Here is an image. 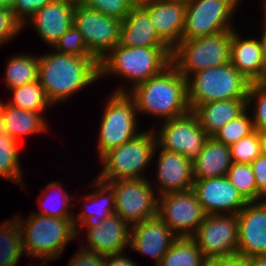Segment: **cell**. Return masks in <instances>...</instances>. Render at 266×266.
<instances>
[{
	"instance_id": "30",
	"label": "cell",
	"mask_w": 266,
	"mask_h": 266,
	"mask_svg": "<svg viewBox=\"0 0 266 266\" xmlns=\"http://www.w3.org/2000/svg\"><path fill=\"white\" fill-rule=\"evenodd\" d=\"M10 220L0 223V266H16L25 253L21 226L15 217Z\"/></svg>"
},
{
	"instance_id": "12",
	"label": "cell",
	"mask_w": 266,
	"mask_h": 266,
	"mask_svg": "<svg viewBox=\"0 0 266 266\" xmlns=\"http://www.w3.org/2000/svg\"><path fill=\"white\" fill-rule=\"evenodd\" d=\"M157 215L177 237H192L206 216L192 189L158 197Z\"/></svg>"
},
{
	"instance_id": "8",
	"label": "cell",
	"mask_w": 266,
	"mask_h": 266,
	"mask_svg": "<svg viewBox=\"0 0 266 266\" xmlns=\"http://www.w3.org/2000/svg\"><path fill=\"white\" fill-rule=\"evenodd\" d=\"M128 90L117 88L105 103L98 136L99 158L141 133L137 131V108Z\"/></svg>"
},
{
	"instance_id": "28",
	"label": "cell",
	"mask_w": 266,
	"mask_h": 266,
	"mask_svg": "<svg viewBox=\"0 0 266 266\" xmlns=\"http://www.w3.org/2000/svg\"><path fill=\"white\" fill-rule=\"evenodd\" d=\"M39 59L35 55L20 54L8 59L5 70V84L12 88L23 86L38 80Z\"/></svg>"
},
{
	"instance_id": "22",
	"label": "cell",
	"mask_w": 266,
	"mask_h": 266,
	"mask_svg": "<svg viewBox=\"0 0 266 266\" xmlns=\"http://www.w3.org/2000/svg\"><path fill=\"white\" fill-rule=\"evenodd\" d=\"M232 30L230 62L250 82L266 79L260 39L240 36Z\"/></svg>"
},
{
	"instance_id": "15",
	"label": "cell",
	"mask_w": 266,
	"mask_h": 266,
	"mask_svg": "<svg viewBox=\"0 0 266 266\" xmlns=\"http://www.w3.org/2000/svg\"><path fill=\"white\" fill-rule=\"evenodd\" d=\"M192 190L206 215L238 214L248 203L226 176L194 180Z\"/></svg>"
},
{
	"instance_id": "23",
	"label": "cell",
	"mask_w": 266,
	"mask_h": 266,
	"mask_svg": "<svg viewBox=\"0 0 266 266\" xmlns=\"http://www.w3.org/2000/svg\"><path fill=\"white\" fill-rule=\"evenodd\" d=\"M119 44L125 47H169L157 34L148 12L132 7L121 21Z\"/></svg>"
},
{
	"instance_id": "53",
	"label": "cell",
	"mask_w": 266,
	"mask_h": 266,
	"mask_svg": "<svg viewBox=\"0 0 266 266\" xmlns=\"http://www.w3.org/2000/svg\"><path fill=\"white\" fill-rule=\"evenodd\" d=\"M264 6H265V7H264V8H265V9H264V10H265V11H264L265 14H264V19H263V21H264L263 26H266V0H265V4H264Z\"/></svg>"
},
{
	"instance_id": "13",
	"label": "cell",
	"mask_w": 266,
	"mask_h": 266,
	"mask_svg": "<svg viewBox=\"0 0 266 266\" xmlns=\"http://www.w3.org/2000/svg\"><path fill=\"white\" fill-rule=\"evenodd\" d=\"M192 238L206 260L237 254V214L206 215Z\"/></svg>"
},
{
	"instance_id": "50",
	"label": "cell",
	"mask_w": 266,
	"mask_h": 266,
	"mask_svg": "<svg viewBox=\"0 0 266 266\" xmlns=\"http://www.w3.org/2000/svg\"><path fill=\"white\" fill-rule=\"evenodd\" d=\"M18 0H0V6L13 7Z\"/></svg>"
},
{
	"instance_id": "4",
	"label": "cell",
	"mask_w": 266,
	"mask_h": 266,
	"mask_svg": "<svg viewBox=\"0 0 266 266\" xmlns=\"http://www.w3.org/2000/svg\"><path fill=\"white\" fill-rule=\"evenodd\" d=\"M28 217L23 221L15 216L21 226L24 252L29 257L40 258L43 263L58 259L65 246L77 238L74 218L50 217L35 212Z\"/></svg>"
},
{
	"instance_id": "32",
	"label": "cell",
	"mask_w": 266,
	"mask_h": 266,
	"mask_svg": "<svg viewBox=\"0 0 266 266\" xmlns=\"http://www.w3.org/2000/svg\"><path fill=\"white\" fill-rule=\"evenodd\" d=\"M10 91L13 92V98L7 104L19 109L44 111L52 105L45 94L43 86L38 80L12 88Z\"/></svg>"
},
{
	"instance_id": "26",
	"label": "cell",
	"mask_w": 266,
	"mask_h": 266,
	"mask_svg": "<svg viewBox=\"0 0 266 266\" xmlns=\"http://www.w3.org/2000/svg\"><path fill=\"white\" fill-rule=\"evenodd\" d=\"M247 107V99L213 101L195 106L191 111L209 137H213L231 120L242 114Z\"/></svg>"
},
{
	"instance_id": "33",
	"label": "cell",
	"mask_w": 266,
	"mask_h": 266,
	"mask_svg": "<svg viewBox=\"0 0 266 266\" xmlns=\"http://www.w3.org/2000/svg\"><path fill=\"white\" fill-rule=\"evenodd\" d=\"M62 186H63L62 183L58 181H51L50 183H48V185L46 186L47 190L45 191L47 192L49 190L48 192H50L51 190L52 192V190L54 189L55 193L58 191L56 193V196L58 195V193L61 192L59 194L60 196L58 195V198H57L51 195V197H47L49 198L47 199L46 197H44L43 194H41V196L39 195L38 202L40 203L39 207H40L41 212L39 213L36 212L37 214L44 215V216H50V217H57V218H74V214L69 211L70 207L72 206L74 207V204L71 203L72 197L68 195L67 192H63L64 189L62 188Z\"/></svg>"
},
{
	"instance_id": "17",
	"label": "cell",
	"mask_w": 266,
	"mask_h": 266,
	"mask_svg": "<svg viewBox=\"0 0 266 266\" xmlns=\"http://www.w3.org/2000/svg\"><path fill=\"white\" fill-rule=\"evenodd\" d=\"M176 238L177 236L158 215L130 229V247L143 255L152 256L156 266Z\"/></svg>"
},
{
	"instance_id": "27",
	"label": "cell",
	"mask_w": 266,
	"mask_h": 266,
	"mask_svg": "<svg viewBox=\"0 0 266 266\" xmlns=\"http://www.w3.org/2000/svg\"><path fill=\"white\" fill-rule=\"evenodd\" d=\"M41 114L42 111L23 110L6 104L0 129L15 141L21 142L23 136L47 131L46 118Z\"/></svg>"
},
{
	"instance_id": "16",
	"label": "cell",
	"mask_w": 266,
	"mask_h": 266,
	"mask_svg": "<svg viewBox=\"0 0 266 266\" xmlns=\"http://www.w3.org/2000/svg\"><path fill=\"white\" fill-rule=\"evenodd\" d=\"M237 217V254L246 259L266 255V200L248 202Z\"/></svg>"
},
{
	"instance_id": "11",
	"label": "cell",
	"mask_w": 266,
	"mask_h": 266,
	"mask_svg": "<svg viewBox=\"0 0 266 266\" xmlns=\"http://www.w3.org/2000/svg\"><path fill=\"white\" fill-rule=\"evenodd\" d=\"M161 124L160 130L157 131L159 134L154 131L157 135H155L156 146L153 157L158 150L164 149L179 153L193 162L209 138L191 110L182 116L165 120Z\"/></svg>"
},
{
	"instance_id": "20",
	"label": "cell",
	"mask_w": 266,
	"mask_h": 266,
	"mask_svg": "<svg viewBox=\"0 0 266 266\" xmlns=\"http://www.w3.org/2000/svg\"><path fill=\"white\" fill-rule=\"evenodd\" d=\"M131 227L116 213L93 228H87V245L80 248L92 253L113 255L122 253L130 246Z\"/></svg>"
},
{
	"instance_id": "1",
	"label": "cell",
	"mask_w": 266,
	"mask_h": 266,
	"mask_svg": "<svg viewBox=\"0 0 266 266\" xmlns=\"http://www.w3.org/2000/svg\"><path fill=\"white\" fill-rule=\"evenodd\" d=\"M38 81L51 104L68 97L99 79V60L96 57H78L54 50L39 55Z\"/></svg>"
},
{
	"instance_id": "34",
	"label": "cell",
	"mask_w": 266,
	"mask_h": 266,
	"mask_svg": "<svg viewBox=\"0 0 266 266\" xmlns=\"http://www.w3.org/2000/svg\"><path fill=\"white\" fill-rule=\"evenodd\" d=\"M226 177L247 202H259L264 199L258 192L251 164L235 163Z\"/></svg>"
},
{
	"instance_id": "3",
	"label": "cell",
	"mask_w": 266,
	"mask_h": 266,
	"mask_svg": "<svg viewBox=\"0 0 266 266\" xmlns=\"http://www.w3.org/2000/svg\"><path fill=\"white\" fill-rule=\"evenodd\" d=\"M170 47H125L119 43L99 61V78L117 75L135 86L171 64Z\"/></svg>"
},
{
	"instance_id": "10",
	"label": "cell",
	"mask_w": 266,
	"mask_h": 266,
	"mask_svg": "<svg viewBox=\"0 0 266 266\" xmlns=\"http://www.w3.org/2000/svg\"><path fill=\"white\" fill-rule=\"evenodd\" d=\"M115 194V213L130 227L157 215L158 196L148 179L106 182Z\"/></svg>"
},
{
	"instance_id": "52",
	"label": "cell",
	"mask_w": 266,
	"mask_h": 266,
	"mask_svg": "<svg viewBox=\"0 0 266 266\" xmlns=\"http://www.w3.org/2000/svg\"><path fill=\"white\" fill-rule=\"evenodd\" d=\"M74 4H84L86 0H71Z\"/></svg>"
},
{
	"instance_id": "49",
	"label": "cell",
	"mask_w": 266,
	"mask_h": 266,
	"mask_svg": "<svg viewBox=\"0 0 266 266\" xmlns=\"http://www.w3.org/2000/svg\"><path fill=\"white\" fill-rule=\"evenodd\" d=\"M127 1L132 5V7H139V6L146 5L151 0H127Z\"/></svg>"
},
{
	"instance_id": "38",
	"label": "cell",
	"mask_w": 266,
	"mask_h": 266,
	"mask_svg": "<svg viewBox=\"0 0 266 266\" xmlns=\"http://www.w3.org/2000/svg\"><path fill=\"white\" fill-rule=\"evenodd\" d=\"M232 160L235 163L251 164L261 155L259 131L241 138L230 146Z\"/></svg>"
},
{
	"instance_id": "47",
	"label": "cell",
	"mask_w": 266,
	"mask_h": 266,
	"mask_svg": "<svg viewBox=\"0 0 266 266\" xmlns=\"http://www.w3.org/2000/svg\"><path fill=\"white\" fill-rule=\"evenodd\" d=\"M262 28H263V30H262L263 32L261 33L260 40H261V43L263 46V61H264V69L266 72V26H264Z\"/></svg>"
},
{
	"instance_id": "39",
	"label": "cell",
	"mask_w": 266,
	"mask_h": 266,
	"mask_svg": "<svg viewBox=\"0 0 266 266\" xmlns=\"http://www.w3.org/2000/svg\"><path fill=\"white\" fill-rule=\"evenodd\" d=\"M84 5L100 13L123 20L130 12L132 5L127 0H86Z\"/></svg>"
},
{
	"instance_id": "48",
	"label": "cell",
	"mask_w": 266,
	"mask_h": 266,
	"mask_svg": "<svg viewBox=\"0 0 266 266\" xmlns=\"http://www.w3.org/2000/svg\"><path fill=\"white\" fill-rule=\"evenodd\" d=\"M261 155L266 156V131L259 132Z\"/></svg>"
},
{
	"instance_id": "37",
	"label": "cell",
	"mask_w": 266,
	"mask_h": 266,
	"mask_svg": "<svg viewBox=\"0 0 266 266\" xmlns=\"http://www.w3.org/2000/svg\"><path fill=\"white\" fill-rule=\"evenodd\" d=\"M51 48L62 54H70L78 57H95L88 50L82 33L74 24Z\"/></svg>"
},
{
	"instance_id": "9",
	"label": "cell",
	"mask_w": 266,
	"mask_h": 266,
	"mask_svg": "<svg viewBox=\"0 0 266 266\" xmlns=\"http://www.w3.org/2000/svg\"><path fill=\"white\" fill-rule=\"evenodd\" d=\"M241 0H190L181 40L234 30L231 19ZM239 3V4H238ZM231 24V25H230Z\"/></svg>"
},
{
	"instance_id": "51",
	"label": "cell",
	"mask_w": 266,
	"mask_h": 266,
	"mask_svg": "<svg viewBox=\"0 0 266 266\" xmlns=\"http://www.w3.org/2000/svg\"><path fill=\"white\" fill-rule=\"evenodd\" d=\"M6 104H7L6 102H3L2 100H0V127H1V124H2L3 112H4V108H5Z\"/></svg>"
},
{
	"instance_id": "19",
	"label": "cell",
	"mask_w": 266,
	"mask_h": 266,
	"mask_svg": "<svg viewBox=\"0 0 266 266\" xmlns=\"http://www.w3.org/2000/svg\"><path fill=\"white\" fill-rule=\"evenodd\" d=\"M76 4L71 0H53L39 9L28 21L47 46L52 47L74 21Z\"/></svg>"
},
{
	"instance_id": "44",
	"label": "cell",
	"mask_w": 266,
	"mask_h": 266,
	"mask_svg": "<svg viewBox=\"0 0 266 266\" xmlns=\"http://www.w3.org/2000/svg\"><path fill=\"white\" fill-rule=\"evenodd\" d=\"M204 266H248L247 259L239 254L207 259Z\"/></svg>"
},
{
	"instance_id": "5",
	"label": "cell",
	"mask_w": 266,
	"mask_h": 266,
	"mask_svg": "<svg viewBox=\"0 0 266 266\" xmlns=\"http://www.w3.org/2000/svg\"><path fill=\"white\" fill-rule=\"evenodd\" d=\"M250 84L231 62L195 72L187 78L189 108L213 101L247 99Z\"/></svg>"
},
{
	"instance_id": "35",
	"label": "cell",
	"mask_w": 266,
	"mask_h": 266,
	"mask_svg": "<svg viewBox=\"0 0 266 266\" xmlns=\"http://www.w3.org/2000/svg\"><path fill=\"white\" fill-rule=\"evenodd\" d=\"M247 109L237 118L231 120L218 130L213 138L225 145L231 146L241 138L246 137L255 131L253 120L247 113Z\"/></svg>"
},
{
	"instance_id": "46",
	"label": "cell",
	"mask_w": 266,
	"mask_h": 266,
	"mask_svg": "<svg viewBox=\"0 0 266 266\" xmlns=\"http://www.w3.org/2000/svg\"><path fill=\"white\" fill-rule=\"evenodd\" d=\"M247 262L248 266H266V255L251 257Z\"/></svg>"
},
{
	"instance_id": "41",
	"label": "cell",
	"mask_w": 266,
	"mask_h": 266,
	"mask_svg": "<svg viewBox=\"0 0 266 266\" xmlns=\"http://www.w3.org/2000/svg\"><path fill=\"white\" fill-rule=\"evenodd\" d=\"M53 0H18L12 7L16 18L24 25L45 4Z\"/></svg>"
},
{
	"instance_id": "7",
	"label": "cell",
	"mask_w": 266,
	"mask_h": 266,
	"mask_svg": "<svg viewBox=\"0 0 266 266\" xmlns=\"http://www.w3.org/2000/svg\"><path fill=\"white\" fill-rule=\"evenodd\" d=\"M232 31L181 40L173 49L171 64L187 79L195 72L230 62Z\"/></svg>"
},
{
	"instance_id": "45",
	"label": "cell",
	"mask_w": 266,
	"mask_h": 266,
	"mask_svg": "<svg viewBox=\"0 0 266 266\" xmlns=\"http://www.w3.org/2000/svg\"><path fill=\"white\" fill-rule=\"evenodd\" d=\"M104 266H138L134 260L124 256V252L105 255Z\"/></svg>"
},
{
	"instance_id": "2",
	"label": "cell",
	"mask_w": 266,
	"mask_h": 266,
	"mask_svg": "<svg viewBox=\"0 0 266 266\" xmlns=\"http://www.w3.org/2000/svg\"><path fill=\"white\" fill-rule=\"evenodd\" d=\"M127 92L134 100L137 113L151 114L163 121L190 111L187 79L170 64L159 75L131 87Z\"/></svg>"
},
{
	"instance_id": "6",
	"label": "cell",
	"mask_w": 266,
	"mask_h": 266,
	"mask_svg": "<svg viewBox=\"0 0 266 266\" xmlns=\"http://www.w3.org/2000/svg\"><path fill=\"white\" fill-rule=\"evenodd\" d=\"M150 130L105 153L100 158L104 166L97 178L103 182L145 178L143 171L150 165L156 146V134Z\"/></svg>"
},
{
	"instance_id": "29",
	"label": "cell",
	"mask_w": 266,
	"mask_h": 266,
	"mask_svg": "<svg viewBox=\"0 0 266 266\" xmlns=\"http://www.w3.org/2000/svg\"><path fill=\"white\" fill-rule=\"evenodd\" d=\"M205 262L192 237H177L158 266H204Z\"/></svg>"
},
{
	"instance_id": "21",
	"label": "cell",
	"mask_w": 266,
	"mask_h": 266,
	"mask_svg": "<svg viewBox=\"0 0 266 266\" xmlns=\"http://www.w3.org/2000/svg\"><path fill=\"white\" fill-rule=\"evenodd\" d=\"M156 169L158 197L192 189L194 183L192 162L181 154L161 149Z\"/></svg>"
},
{
	"instance_id": "31",
	"label": "cell",
	"mask_w": 266,
	"mask_h": 266,
	"mask_svg": "<svg viewBox=\"0 0 266 266\" xmlns=\"http://www.w3.org/2000/svg\"><path fill=\"white\" fill-rule=\"evenodd\" d=\"M0 129V176L24 188L19 163V144Z\"/></svg>"
},
{
	"instance_id": "40",
	"label": "cell",
	"mask_w": 266,
	"mask_h": 266,
	"mask_svg": "<svg viewBox=\"0 0 266 266\" xmlns=\"http://www.w3.org/2000/svg\"><path fill=\"white\" fill-rule=\"evenodd\" d=\"M24 25L16 18L12 7L0 6V45L12 40Z\"/></svg>"
},
{
	"instance_id": "14",
	"label": "cell",
	"mask_w": 266,
	"mask_h": 266,
	"mask_svg": "<svg viewBox=\"0 0 266 266\" xmlns=\"http://www.w3.org/2000/svg\"><path fill=\"white\" fill-rule=\"evenodd\" d=\"M73 24L82 33L88 50L100 61L119 43L121 20L76 4Z\"/></svg>"
},
{
	"instance_id": "18",
	"label": "cell",
	"mask_w": 266,
	"mask_h": 266,
	"mask_svg": "<svg viewBox=\"0 0 266 266\" xmlns=\"http://www.w3.org/2000/svg\"><path fill=\"white\" fill-rule=\"evenodd\" d=\"M142 7L148 12L158 36L173 49L183 35L186 1L151 0Z\"/></svg>"
},
{
	"instance_id": "43",
	"label": "cell",
	"mask_w": 266,
	"mask_h": 266,
	"mask_svg": "<svg viewBox=\"0 0 266 266\" xmlns=\"http://www.w3.org/2000/svg\"><path fill=\"white\" fill-rule=\"evenodd\" d=\"M105 256L102 254L78 250L71 259L68 266H104Z\"/></svg>"
},
{
	"instance_id": "25",
	"label": "cell",
	"mask_w": 266,
	"mask_h": 266,
	"mask_svg": "<svg viewBox=\"0 0 266 266\" xmlns=\"http://www.w3.org/2000/svg\"><path fill=\"white\" fill-rule=\"evenodd\" d=\"M233 164L230 146L209 137L192 162L194 180L226 176Z\"/></svg>"
},
{
	"instance_id": "36",
	"label": "cell",
	"mask_w": 266,
	"mask_h": 266,
	"mask_svg": "<svg viewBox=\"0 0 266 266\" xmlns=\"http://www.w3.org/2000/svg\"><path fill=\"white\" fill-rule=\"evenodd\" d=\"M253 104L254 107H252ZM250 105L252 106L250 107ZM247 107L254 108L252 120L255 130L259 132L266 131V79L251 82L247 97Z\"/></svg>"
},
{
	"instance_id": "42",
	"label": "cell",
	"mask_w": 266,
	"mask_h": 266,
	"mask_svg": "<svg viewBox=\"0 0 266 266\" xmlns=\"http://www.w3.org/2000/svg\"><path fill=\"white\" fill-rule=\"evenodd\" d=\"M257 192L266 200V156H258L252 163Z\"/></svg>"
},
{
	"instance_id": "24",
	"label": "cell",
	"mask_w": 266,
	"mask_h": 266,
	"mask_svg": "<svg viewBox=\"0 0 266 266\" xmlns=\"http://www.w3.org/2000/svg\"><path fill=\"white\" fill-rule=\"evenodd\" d=\"M91 184L93 187L95 186L96 190L84 197V202L86 203L83 204V209L79 212L78 217L74 216L73 219L76 237L79 235V225H81L80 228H93L115 213V194L113 189L97 177ZM87 204L91 206L87 207Z\"/></svg>"
}]
</instances>
